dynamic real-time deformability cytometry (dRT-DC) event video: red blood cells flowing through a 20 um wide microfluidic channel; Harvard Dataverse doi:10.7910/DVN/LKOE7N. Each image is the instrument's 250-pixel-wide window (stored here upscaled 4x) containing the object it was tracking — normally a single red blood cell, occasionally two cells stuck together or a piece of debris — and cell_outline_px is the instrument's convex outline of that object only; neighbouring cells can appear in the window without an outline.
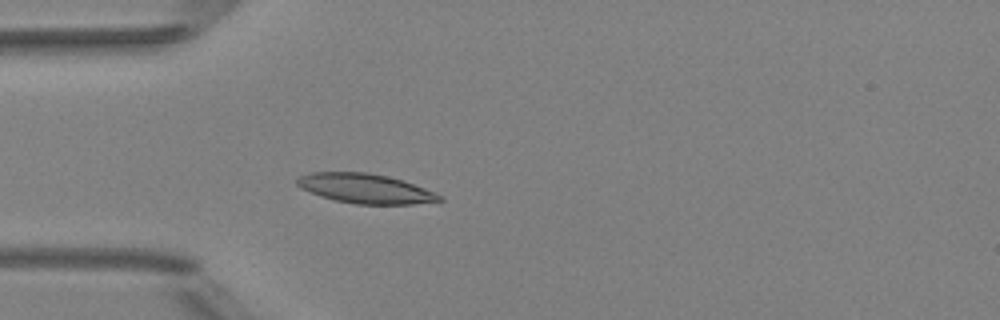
{"species": "Egyptian fruit bat (a non-hibernating species)", "species_latin": "Rousettus aegyptiacus", "temperature_condition": "room temperature", "stored_images_in_passage": 4, "camera_frame_rate_fps": 3000, "um_per_image_px": 0.085, "animal": {"sex": "female"}, "frame": {"image": 1, "passage_image": 4, "time_ms": 3.667, "image_size_px": [1000, 320], "cell_outline_px": [[444, 200], [412, 204], [356, 204], [332, 200], [320, 196], [300, 188], [296, 184], [296, 180], [300, 176], [312, 172], [368, 172], [388, 176], [424, 188], [444, 196]], "centroid_in_image_um": [31.03, 16.03], "position_along_channel_um": 54.0, "area_um2": 24.51}}